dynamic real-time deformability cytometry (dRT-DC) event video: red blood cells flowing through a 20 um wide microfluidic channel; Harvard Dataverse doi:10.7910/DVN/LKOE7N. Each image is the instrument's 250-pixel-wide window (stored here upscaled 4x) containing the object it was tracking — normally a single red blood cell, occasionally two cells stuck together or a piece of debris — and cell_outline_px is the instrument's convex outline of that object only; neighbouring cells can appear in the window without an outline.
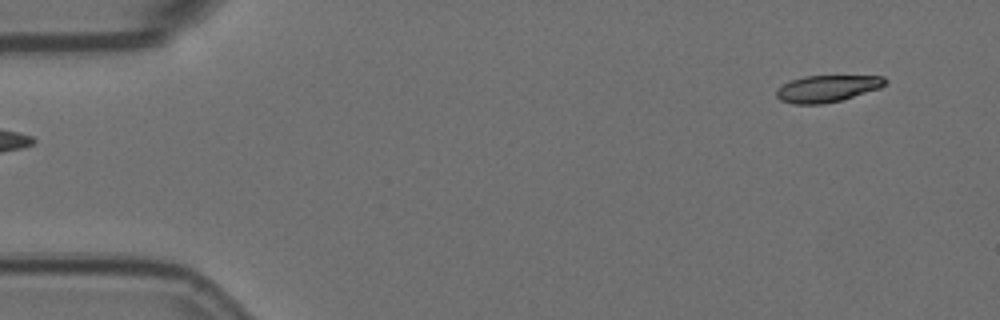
{"species": "Egyptian fruit bat (a non-hibernating species)", "species_latin": "Rousettus aegyptiacus", "temperature_condition": "room temperature", "stored_images_in_passage": 2, "camera_frame_rate_fps": 3000, "um_per_image_px": 0.085, "animal": {"sex": "female"}, "frame": {"image": 1, "passage_image": 2, "time_ms": 0.333, "image_size_px": [1000, 320], "cell_outline_px": [[888, 84], [880, 88], [840, 100], [824, 104], [792, 104], [780, 100], [776, 96], [776, 88], [792, 80], [804, 76], [884, 76], [888, 80]], "centroid_in_image_um": [70.32, 7.53], "position_along_channel_um": 14.7, "area_um2": 16.99}}